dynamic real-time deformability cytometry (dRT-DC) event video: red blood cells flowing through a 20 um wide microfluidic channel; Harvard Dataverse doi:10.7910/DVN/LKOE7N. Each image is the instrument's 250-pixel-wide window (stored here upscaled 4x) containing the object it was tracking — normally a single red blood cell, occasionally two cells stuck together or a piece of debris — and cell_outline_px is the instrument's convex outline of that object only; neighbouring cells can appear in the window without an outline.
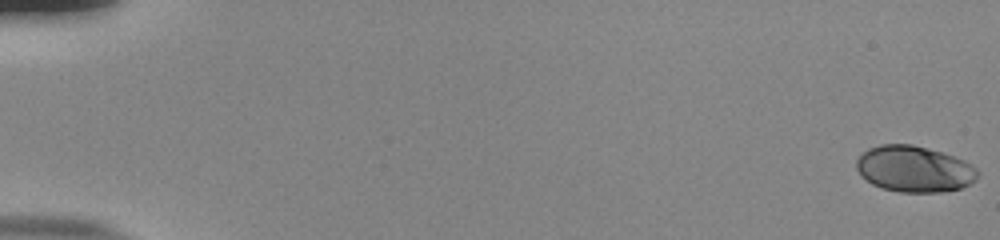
{"species": "human", "species_latin": "Homo sapiens", "temperature_condition": "room temperature", "stored_images_in_passage": 55, "camera_frame_rate_fps": 3000, "um_per_image_px": 0.085, "donor": {"sex": "male"}, "frame": {"image": 1, "passage_image": 1, "time_ms": 0.0, "image_size_px": [1000, 240], "cell_outline_px": [[980, 172], [976, 180], [960, 188], [940, 192], [900, 192], [880, 188], [872, 184], [860, 176], [856, 168], [856, 160], [860, 152], [868, 148], [880, 144], [912, 144], [928, 148], [964, 160], [976, 168]], "centroid_in_image_um": [77.66, 14.36], "position_along_channel_um": 7.3, "area_um2": 32.89}}
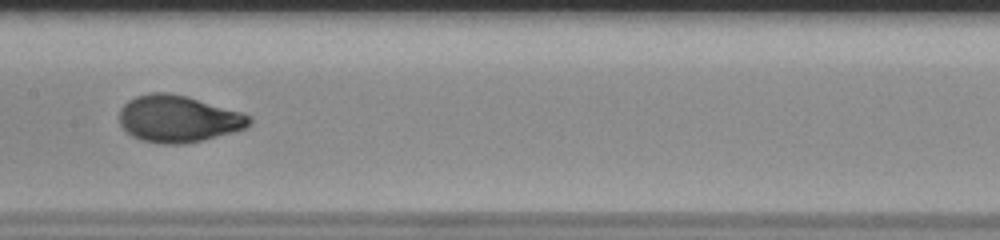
{"frame": {"image": 2, "passage_image": 30, "time_ms": 9.667, "image_size_px": [1000, 240], "cell_outline_px": [[252, 124], [248, 128], [204, 140], [188, 144], [160, 144], [140, 140], [132, 136], [120, 124], [120, 108], [128, 100], [136, 96], [152, 92], [164, 92], [184, 96], [240, 112], [248, 116], [252, 120]], "centroid_in_image_um": [15.14, 10.12], "position_along_channel_um": 192.3, "area_um2": 35.37}}
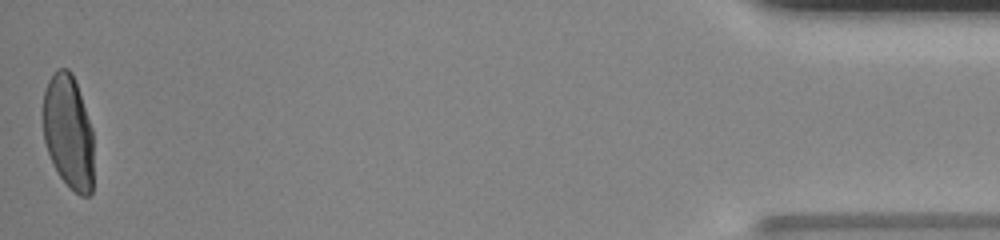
{"frame": {"image": 3, "passage_image": 55, "time_ms": 18.0, "image_size_px": [1000, 240], "cell_outline_px": [[92, 192], [88, 196], [80, 196], [60, 176], [48, 152], [44, 140], [44, 92], [48, 80], [60, 68], [68, 68], [72, 72], [92, 128]], "centroid_in_image_um": [5.82, 11.2], "position_along_channel_um": 429.4, "area_um2": 32.95}, "authors_computed_cell_mechanics": {"area_um2": 34.0442, "velocity_mm_per_s": 3.8474, "shape_relaxation_time_tau1_ms": 4.0017, "shape_relaxation_time_tau2_ms": null, "deformation_change_tau1": 0.2079, "deformation_change_tau2": null}}